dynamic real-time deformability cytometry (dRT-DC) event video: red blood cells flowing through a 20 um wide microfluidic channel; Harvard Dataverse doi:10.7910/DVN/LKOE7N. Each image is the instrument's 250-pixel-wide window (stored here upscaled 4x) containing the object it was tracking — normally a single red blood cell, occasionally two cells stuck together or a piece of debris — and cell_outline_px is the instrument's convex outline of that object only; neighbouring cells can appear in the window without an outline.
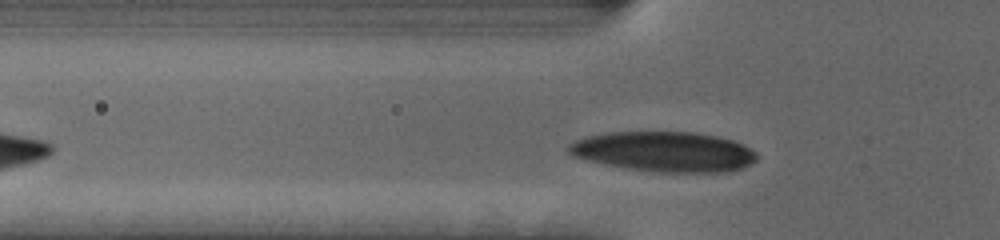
{"species": "human", "species_latin": "Homo sapiens", "temperature_condition": "cold", "stored_images_in_passage": 32, "camera_frame_rate_fps": 3000, "um_per_image_px": 0.085, "donor": {"sex": "female"}, "frame": {"image": 1, "passage_image": 4, "time_ms": 1.0, "image_size_px": [1000, 240], "cell_outline_px": [[760, 156], [756, 160], [740, 168], [720, 172], [656, 172], [628, 168], [588, 160], [576, 156], [568, 152], [564, 148], [568, 144], [576, 140], [588, 136], [612, 132], [692, 132], [716, 136], [732, 140], [744, 144], [756, 152]], "centroid_in_image_um": [56.47, 12.88], "position_along_channel_um": 69.3, "area_um2": 43.64}}
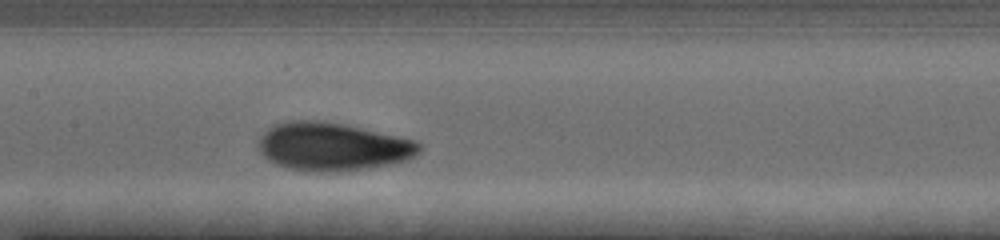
{"frame": {"image": 2, "passage_image": 13, "time_ms": 4.0, "image_size_px": [1000, 240], "cell_outline_px": [[424, 148], [420, 152], [404, 160], [392, 164], [368, 168], [340, 172], [316, 172], [284, 168], [268, 160], [260, 152], [260, 136], [268, 128], [276, 124], [292, 120], [316, 120], [344, 124], [416, 140]], "centroid_in_image_um": [28.28, 12.47], "position_along_channel_um": 179.1, "area_um2": 45.2}}
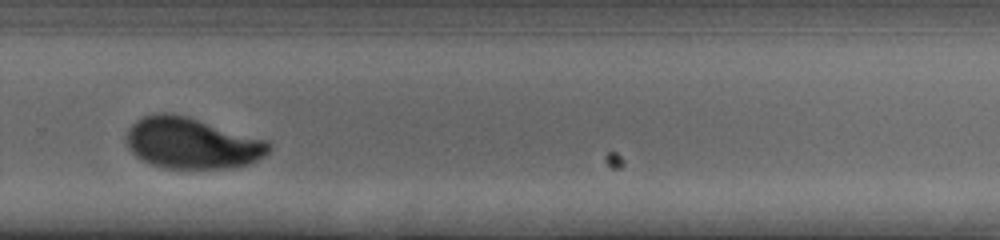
{"frame": {"image": 3, "passage_image": 24, "time_ms": 7.667, "image_size_px": [1000, 240], "cell_outline_px": [[272, 148], [264, 156], [248, 164], [236, 168], [164, 168], [152, 164], [136, 156], [128, 148], [124, 136], [128, 128], [136, 120], [144, 116], [164, 112], [188, 116], [268, 140]], "centroid_in_image_um": [16.31, 12.16], "position_along_channel_um": 313.5, "area_um2": 42.66}, "authors_computed_cell_mechanics": {"area_um2": 43.4656, "velocity_mm_per_s": 3.6775, "shape_relaxation_time_tau1_ms": 3.3551, "shape_relaxation_time_tau2_ms": 1.1201, "deformation_change_tau1": 0.1632, "deformation_change_tau2": 0.0523}}